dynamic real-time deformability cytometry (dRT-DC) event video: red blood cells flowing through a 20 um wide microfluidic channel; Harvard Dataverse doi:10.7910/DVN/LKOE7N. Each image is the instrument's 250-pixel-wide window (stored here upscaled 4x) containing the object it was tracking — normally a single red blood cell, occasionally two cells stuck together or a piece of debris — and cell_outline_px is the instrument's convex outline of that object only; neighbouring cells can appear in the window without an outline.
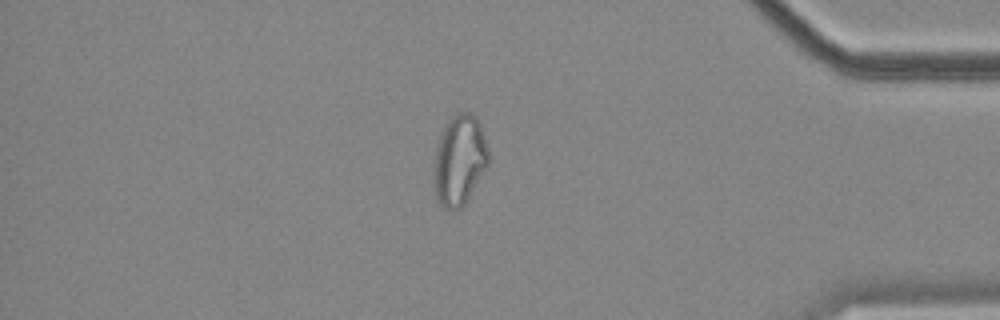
{"species": "common noctule bat (a hibernating species)", "species_latin": "Nyctalus noctula", "temperature_condition": "cold", "stored_images_in_passage": 56, "camera_frame_rate_fps": 3000, "um_per_image_px": 0.085, "animal": {"sex": "female", "body_mass_g": 18.4}, "frame": {"image": 1, "passage_image": 48, "time_ms": 15.667, "image_size_px": [1000, 320], "cell_outline_px": [[488, 164], [464, 204], [460, 208], [444, 208], [436, 200], [432, 176], [432, 164], [436, 148], [440, 136], [448, 120], [456, 112], [468, 112], [476, 116], [480, 124], [484, 136], [488, 152]], "centroid_in_image_um": [39.01, 13.6], "position_along_channel_um": 396.2, "area_um2": 28.73}, "authors_computed_cell_mechanics": {"area_um2": 28.611, "velocity_mm_per_s": 3.5918, "shape_relaxation_time_tau1_ms": null, "shape_relaxation_time_tau2_ms": 2.2163, "deformation_change_tau1": null, "deformation_change_tau2": 0.0916}}